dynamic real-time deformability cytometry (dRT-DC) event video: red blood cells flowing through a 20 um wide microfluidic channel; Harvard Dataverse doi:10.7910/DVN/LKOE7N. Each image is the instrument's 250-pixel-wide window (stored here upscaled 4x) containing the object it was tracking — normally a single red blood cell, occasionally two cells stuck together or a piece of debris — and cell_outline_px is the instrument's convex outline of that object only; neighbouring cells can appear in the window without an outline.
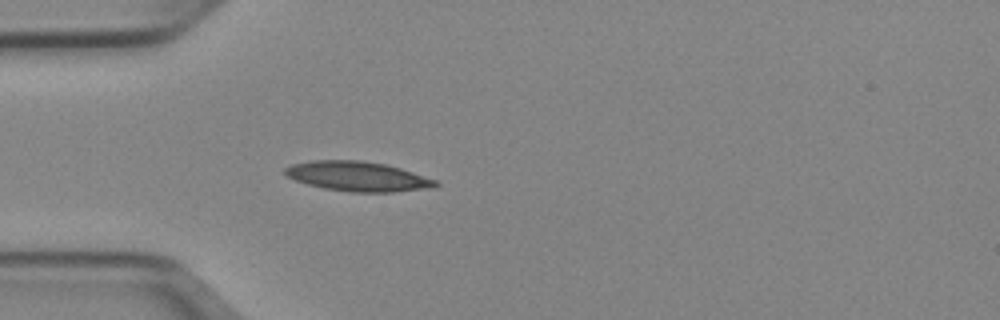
{"species": "Egyptian fruit bat (a non-hibernating species)", "species_latin": "Rousettus aegyptiacus", "temperature_condition": "cold", "stored_images_in_passage": 34, "camera_frame_rate_fps": 3000, "um_per_image_px": 0.085, "animal": {"sex": "female"}, "frame": {"image": 1, "passage_image": 1, "time_ms": 0.0, "image_size_px": [1000, 320], "cell_outline_px": [[440, 184], [436, 188], [392, 192], [352, 192], [324, 188], [308, 184], [296, 180], [288, 176], [284, 172], [284, 168], [292, 164], [312, 160], [360, 160], [384, 164], [400, 168], [436, 180]], "centroid_in_image_um": [30.44, 14.99], "position_along_channel_um": 54.6, "area_um2": 26.01}}
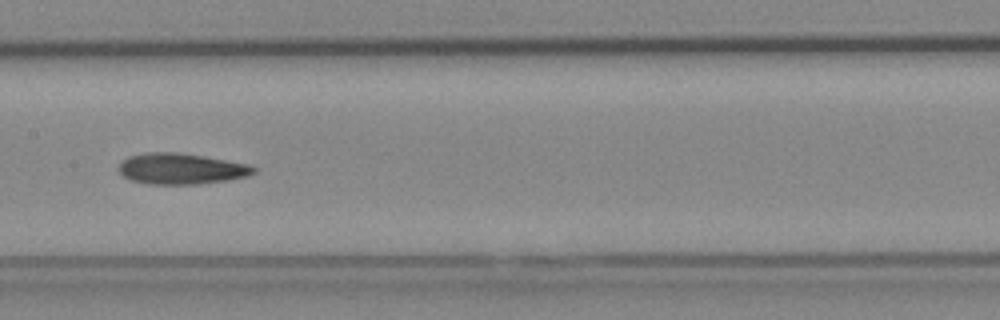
{"frame": {"image": 2, "passage_image": 12, "time_ms": 3.667, "image_size_px": [1000, 320], "cell_outline_px": [[256, 172], [248, 176], [228, 180], [200, 184], [148, 184], [132, 180], [124, 176], [120, 172], [120, 164], [128, 156], [144, 152], [176, 152], [204, 156], [248, 164], [256, 168]], "centroid_in_image_um": [15.42, 14.34], "position_along_channel_um": 192.0, "area_um2": 24.28}}
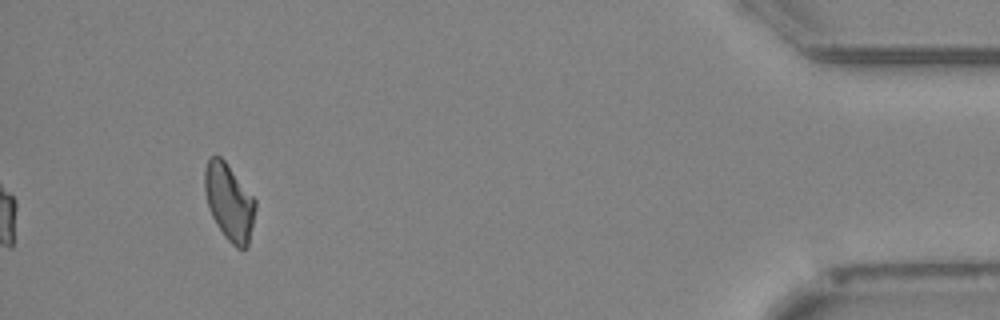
{"frame": {"image": 3, "passage_image": 34, "time_ms": 11.0, "image_size_px": [1000, 320], "cell_outline_px": [[256, 208], [248, 248], [236, 248], [224, 236], [216, 224], [208, 208], [204, 188], [204, 172], [208, 160], [212, 156], [220, 156], [224, 160], [256, 200]], "centroid_in_image_um": [19.48, 17.2], "position_along_channel_um": 415.7, "area_um2": 22.6}, "authors_computed_cell_mechanics": {"area_um2": 23.6113, "velocity_mm_per_s": 3.9596, "shape_relaxation_time_tau1_ms": 10.7859, "shape_relaxation_time_tau2_ms": null, "deformation_change_tau1": 0.2283, "deformation_change_tau2": null}}